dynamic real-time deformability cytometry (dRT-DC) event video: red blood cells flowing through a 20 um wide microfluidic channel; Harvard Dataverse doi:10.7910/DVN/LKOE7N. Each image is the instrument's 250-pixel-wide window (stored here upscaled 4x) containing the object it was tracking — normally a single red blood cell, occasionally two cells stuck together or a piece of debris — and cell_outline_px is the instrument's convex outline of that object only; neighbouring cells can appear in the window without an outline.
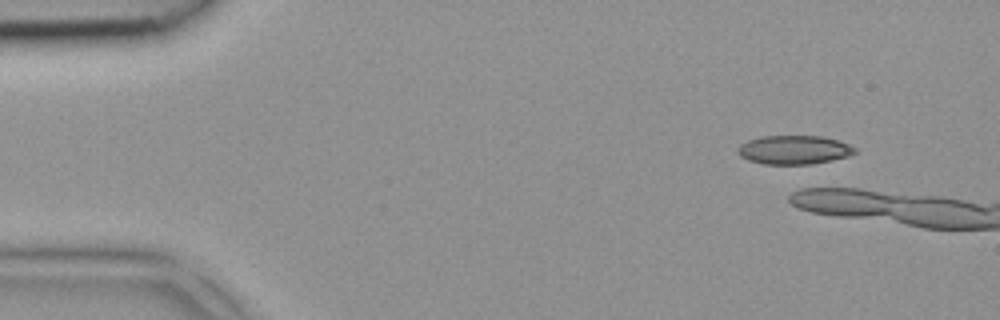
{"species": "common noctule bat (a hibernating species)", "species_latin": "Nyctalus noctula", "temperature_condition": "room temperature", "stored_images_in_passage": 1, "camera_frame_rate_fps": 3000, "um_per_image_px": 0.085, "animal": {"sex": "female", "body_mass_g": 18.4}, "frame": {"image": 1, "passage_image": 1, "time_ms": 0.0, "image_size_px": [1000, 320], "cell_outline_px": [[856, 152], [848, 156], [832, 160], [812, 164], [764, 164], [748, 160], [740, 156], [736, 152], [736, 148], [740, 144], [748, 140], [760, 136], [824, 136], [840, 140], [856, 148]], "centroid_in_image_um": [67.48, 12.73], "position_along_channel_um": 17.5, "area_um2": 19.88}}